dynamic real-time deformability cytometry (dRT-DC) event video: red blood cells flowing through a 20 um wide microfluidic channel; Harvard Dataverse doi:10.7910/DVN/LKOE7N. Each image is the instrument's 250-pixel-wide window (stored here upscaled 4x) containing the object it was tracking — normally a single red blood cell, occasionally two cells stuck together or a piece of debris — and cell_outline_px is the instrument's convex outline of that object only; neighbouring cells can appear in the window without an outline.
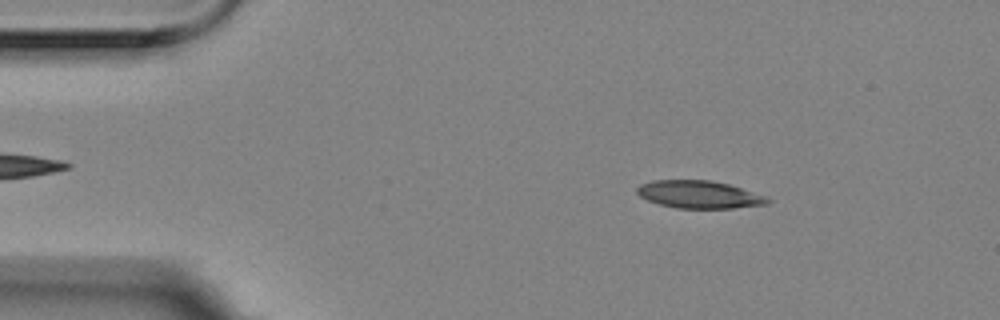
{"species": "Egyptian fruit bat (a non-hibernating species)", "species_latin": "Rousettus aegyptiacus", "temperature_condition": "room temperature", "stored_images_in_passage": 4, "camera_frame_rate_fps": 3000, "um_per_image_px": 0.085, "animal": {"sex": "female"}, "frame": {"image": 1, "passage_image": 2, "time_ms": 0.333, "image_size_px": [1000, 320], "cell_outline_px": [[772, 200], [768, 204], [732, 208], [676, 208], [660, 204], [648, 200], [640, 196], [636, 192], [636, 188], [640, 184], [652, 180], [712, 180], [728, 184], [768, 196]], "centroid_in_image_um": [59.45, 16.53], "position_along_channel_um": 25.6, "area_um2": 21.1}}